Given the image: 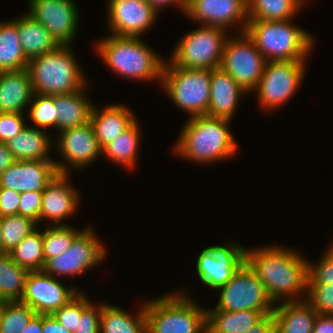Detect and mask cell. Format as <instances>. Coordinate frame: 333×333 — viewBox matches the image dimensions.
<instances>
[{
  "instance_id": "cell-1",
  "label": "cell",
  "mask_w": 333,
  "mask_h": 333,
  "mask_svg": "<svg viewBox=\"0 0 333 333\" xmlns=\"http://www.w3.org/2000/svg\"><path fill=\"white\" fill-rule=\"evenodd\" d=\"M246 262L257 274L274 303L300 301L303 300L300 298L303 294L305 297L309 261L298 252L277 245L252 251L246 249Z\"/></svg>"
},
{
  "instance_id": "cell-2",
  "label": "cell",
  "mask_w": 333,
  "mask_h": 333,
  "mask_svg": "<svg viewBox=\"0 0 333 333\" xmlns=\"http://www.w3.org/2000/svg\"><path fill=\"white\" fill-rule=\"evenodd\" d=\"M230 121L208 115L189 117L174 145V152L202 165L235 156L238 145L229 131Z\"/></svg>"
},
{
  "instance_id": "cell-3",
  "label": "cell",
  "mask_w": 333,
  "mask_h": 333,
  "mask_svg": "<svg viewBox=\"0 0 333 333\" xmlns=\"http://www.w3.org/2000/svg\"><path fill=\"white\" fill-rule=\"evenodd\" d=\"M96 49L105 65L125 79H157L161 83L165 61L141 37L110 34L98 41Z\"/></svg>"
},
{
  "instance_id": "cell-4",
  "label": "cell",
  "mask_w": 333,
  "mask_h": 333,
  "mask_svg": "<svg viewBox=\"0 0 333 333\" xmlns=\"http://www.w3.org/2000/svg\"><path fill=\"white\" fill-rule=\"evenodd\" d=\"M285 21H248L245 32L258 51L269 61H306L314 37L309 32Z\"/></svg>"
},
{
  "instance_id": "cell-5",
  "label": "cell",
  "mask_w": 333,
  "mask_h": 333,
  "mask_svg": "<svg viewBox=\"0 0 333 333\" xmlns=\"http://www.w3.org/2000/svg\"><path fill=\"white\" fill-rule=\"evenodd\" d=\"M70 48V45L57 46L51 52L29 61L27 69L34 93L50 96L69 94L87 86Z\"/></svg>"
},
{
  "instance_id": "cell-6",
  "label": "cell",
  "mask_w": 333,
  "mask_h": 333,
  "mask_svg": "<svg viewBox=\"0 0 333 333\" xmlns=\"http://www.w3.org/2000/svg\"><path fill=\"white\" fill-rule=\"evenodd\" d=\"M180 292L144 304L146 333H207V309Z\"/></svg>"
},
{
  "instance_id": "cell-7",
  "label": "cell",
  "mask_w": 333,
  "mask_h": 333,
  "mask_svg": "<svg viewBox=\"0 0 333 333\" xmlns=\"http://www.w3.org/2000/svg\"><path fill=\"white\" fill-rule=\"evenodd\" d=\"M210 77L211 70L185 69L165 60L160 85L177 107L195 117L208 112Z\"/></svg>"
},
{
  "instance_id": "cell-8",
  "label": "cell",
  "mask_w": 333,
  "mask_h": 333,
  "mask_svg": "<svg viewBox=\"0 0 333 333\" xmlns=\"http://www.w3.org/2000/svg\"><path fill=\"white\" fill-rule=\"evenodd\" d=\"M228 37L223 28L202 25L181 38L173 50L170 62L185 69L219 68Z\"/></svg>"
},
{
  "instance_id": "cell-9",
  "label": "cell",
  "mask_w": 333,
  "mask_h": 333,
  "mask_svg": "<svg viewBox=\"0 0 333 333\" xmlns=\"http://www.w3.org/2000/svg\"><path fill=\"white\" fill-rule=\"evenodd\" d=\"M218 290L220 295L215 307L217 310L273 311L275 308V303L267 294L263 283L247 262Z\"/></svg>"
},
{
  "instance_id": "cell-10",
  "label": "cell",
  "mask_w": 333,
  "mask_h": 333,
  "mask_svg": "<svg viewBox=\"0 0 333 333\" xmlns=\"http://www.w3.org/2000/svg\"><path fill=\"white\" fill-rule=\"evenodd\" d=\"M241 34L227 38L220 67L249 94L257 88L267 61L247 33Z\"/></svg>"
},
{
  "instance_id": "cell-11",
  "label": "cell",
  "mask_w": 333,
  "mask_h": 333,
  "mask_svg": "<svg viewBox=\"0 0 333 333\" xmlns=\"http://www.w3.org/2000/svg\"><path fill=\"white\" fill-rule=\"evenodd\" d=\"M306 61L266 62L257 88L259 106L263 110L279 108L295 94L304 78Z\"/></svg>"
},
{
  "instance_id": "cell-12",
  "label": "cell",
  "mask_w": 333,
  "mask_h": 333,
  "mask_svg": "<svg viewBox=\"0 0 333 333\" xmlns=\"http://www.w3.org/2000/svg\"><path fill=\"white\" fill-rule=\"evenodd\" d=\"M105 256V247L88 227L82 229L64 253L48 259L42 270L52 277H76L104 261Z\"/></svg>"
},
{
  "instance_id": "cell-13",
  "label": "cell",
  "mask_w": 333,
  "mask_h": 333,
  "mask_svg": "<svg viewBox=\"0 0 333 333\" xmlns=\"http://www.w3.org/2000/svg\"><path fill=\"white\" fill-rule=\"evenodd\" d=\"M29 14L49 32L58 46L71 45L79 12L73 0H29Z\"/></svg>"
},
{
  "instance_id": "cell-14",
  "label": "cell",
  "mask_w": 333,
  "mask_h": 333,
  "mask_svg": "<svg viewBox=\"0 0 333 333\" xmlns=\"http://www.w3.org/2000/svg\"><path fill=\"white\" fill-rule=\"evenodd\" d=\"M232 244L209 246L197 258V275L211 289L225 285L246 262V248Z\"/></svg>"
},
{
  "instance_id": "cell-15",
  "label": "cell",
  "mask_w": 333,
  "mask_h": 333,
  "mask_svg": "<svg viewBox=\"0 0 333 333\" xmlns=\"http://www.w3.org/2000/svg\"><path fill=\"white\" fill-rule=\"evenodd\" d=\"M79 292L77 288L66 287L43 270L29 271L20 302L31 307L36 314L52 315Z\"/></svg>"
},
{
  "instance_id": "cell-16",
  "label": "cell",
  "mask_w": 333,
  "mask_h": 333,
  "mask_svg": "<svg viewBox=\"0 0 333 333\" xmlns=\"http://www.w3.org/2000/svg\"><path fill=\"white\" fill-rule=\"evenodd\" d=\"M56 144L64 162H56L57 171L60 174H68L67 165L76 169L88 167L99 155H102L92 125L89 123L78 127L59 131ZM66 162L68 164H66Z\"/></svg>"
},
{
  "instance_id": "cell-17",
  "label": "cell",
  "mask_w": 333,
  "mask_h": 333,
  "mask_svg": "<svg viewBox=\"0 0 333 333\" xmlns=\"http://www.w3.org/2000/svg\"><path fill=\"white\" fill-rule=\"evenodd\" d=\"M109 32L140 37L156 21L158 12L146 0H108Z\"/></svg>"
},
{
  "instance_id": "cell-18",
  "label": "cell",
  "mask_w": 333,
  "mask_h": 333,
  "mask_svg": "<svg viewBox=\"0 0 333 333\" xmlns=\"http://www.w3.org/2000/svg\"><path fill=\"white\" fill-rule=\"evenodd\" d=\"M184 14L197 23L225 30L241 21L239 31L245 32L248 22L247 0H187Z\"/></svg>"
},
{
  "instance_id": "cell-19",
  "label": "cell",
  "mask_w": 333,
  "mask_h": 333,
  "mask_svg": "<svg viewBox=\"0 0 333 333\" xmlns=\"http://www.w3.org/2000/svg\"><path fill=\"white\" fill-rule=\"evenodd\" d=\"M58 174L54 161H15L0 174V188L16 192H43Z\"/></svg>"
},
{
  "instance_id": "cell-20",
  "label": "cell",
  "mask_w": 333,
  "mask_h": 333,
  "mask_svg": "<svg viewBox=\"0 0 333 333\" xmlns=\"http://www.w3.org/2000/svg\"><path fill=\"white\" fill-rule=\"evenodd\" d=\"M68 175L58 173L43 190L40 223L50 220L54 225H65L62 221L77 211L79 193L76 187L68 184Z\"/></svg>"
},
{
  "instance_id": "cell-21",
  "label": "cell",
  "mask_w": 333,
  "mask_h": 333,
  "mask_svg": "<svg viewBox=\"0 0 333 333\" xmlns=\"http://www.w3.org/2000/svg\"><path fill=\"white\" fill-rule=\"evenodd\" d=\"M34 95L27 68L0 72V113H22Z\"/></svg>"
},
{
  "instance_id": "cell-22",
  "label": "cell",
  "mask_w": 333,
  "mask_h": 333,
  "mask_svg": "<svg viewBox=\"0 0 333 333\" xmlns=\"http://www.w3.org/2000/svg\"><path fill=\"white\" fill-rule=\"evenodd\" d=\"M136 121V116L124 104H112L98 109L93 105L90 124L101 149L116 139Z\"/></svg>"
},
{
  "instance_id": "cell-23",
  "label": "cell",
  "mask_w": 333,
  "mask_h": 333,
  "mask_svg": "<svg viewBox=\"0 0 333 333\" xmlns=\"http://www.w3.org/2000/svg\"><path fill=\"white\" fill-rule=\"evenodd\" d=\"M247 92L221 67L211 70L210 103L206 115L232 119L238 100Z\"/></svg>"
},
{
  "instance_id": "cell-24",
  "label": "cell",
  "mask_w": 333,
  "mask_h": 333,
  "mask_svg": "<svg viewBox=\"0 0 333 333\" xmlns=\"http://www.w3.org/2000/svg\"><path fill=\"white\" fill-rule=\"evenodd\" d=\"M276 305L272 312L275 333H312L317 316L316 310L305 300L285 301Z\"/></svg>"
},
{
  "instance_id": "cell-25",
  "label": "cell",
  "mask_w": 333,
  "mask_h": 333,
  "mask_svg": "<svg viewBox=\"0 0 333 333\" xmlns=\"http://www.w3.org/2000/svg\"><path fill=\"white\" fill-rule=\"evenodd\" d=\"M85 88L86 86L69 94L54 95L56 129L63 131L90 122V115L94 104L84 95Z\"/></svg>"
},
{
  "instance_id": "cell-26",
  "label": "cell",
  "mask_w": 333,
  "mask_h": 333,
  "mask_svg": "<svg viewBox=\"0 0 333 333\" xmlns=\"http://www.w3.org/2000/svg\"><path fill=\"white\" fill-rule=\"evenodd\" d=\"M37 126H26L22 132L10 139L6 144L16 161L42 160L54 161L49 157L52 141L48 133ZM50 149V150H49Z\"/></svg>"
},
{
  "instance_id": "cell-27",
  "label": "cell",
  "mask_w": 333,
  "mask_h": 333,
  "mask_svg": "<svg viewBox=\"0 0 333 333\" xmlns=\"http://www.w3.org/2000/svg\"><path fill=\"white\" fill-rule=\"evenodd\" d=\"M273 311H221L206 310L207 333H241L249 330L265 315Z\"/></svg>"
},
{
  "instance_id": "cell-28",
  "label": "cell",
  "mask_w": 333,
  "mask_h": 333,
  "mask_svg": "<svg viewBox=\"0 0 333 333\" xmlns=\"http://www.w3.org/2000/svg\"><path fill=\"white\" fill-rule=\"evenodd\" d=\"M12 20L18 27L20 44L28 61L51 52L58 46L41 23L29 14Z\"/></svg>"
},
{
  "instance_id": "cell-29",
  "label": "cell",
  "mask_w": 333,
  "mask_h": 333,
  "mask_svg": "<svg viewBox=\"0 0 333 333\" xmlns=\"http://www.w3.org/2000/svg\"><path fill=\"white\" fill-rule=\"evenodd\" d=\"M100 333H146L144 305L133 316L118 306L102 303Z\"/></svg>"
},
{
  "instance_id": "cell-30",
  "label": "cell",
  "mask_w": 333,
  "mask_h": 333,
  "mask_svg": "<svg viewBox=\"0 0 333 333\" xmlns=\"http://www.w3.org/2000/svg\"><path fill=\"white\" fill-rule=\"evenodd\" d=\"M28 64L16 23L13 20L0 22V72L28 68Z\"/></svg>"
},
{
  "instance_id": "cell-31",
  "label": "cell",
  "mask_w": 333,
  "mask_h": 333,
  "mask_svg": "<svg viewBox=\"0 0 333 333\" xmlns=\"http://www.w3.org/2000/svg\"><path fill=\"white\" fill-rule=\"evenodd\" d=\"M136 120L127 130L102 149V155L111 162L119 163L130 170L137 162L140 144V128Z\"/></svg>"
},
{
  "instance_id": "cell-32",
  "label": "cell",
  "mask_w": 333,
  "mask_h": 333,
  "mask_svg": "<svg viewBox=\"0 0 333 333\" xmlns=\"http://www.w3.org/2000/svg\"><path fill=\"white\" fill-rule=\"evenodd\" d=\"M306 0H247L248 21L293 19Z\"/></svg>"
},
{
  "instance_id": "cell-33",
  "label": "cell",
  "mask_w": 333,
  "mask_h": 333,
  "mask_svg": "<svg viewBox=\"0 0 333 333\" xmlns=\"http://www.w3.org/2000/svg\"><path fill=\"white\" fill-rule=\"evenodd\" d=\"M29 270L16 264L9 253L0 255V301H20Z\"/></svg>"
},
{
  "instance_id": "cell-34",
  "label": "cell",
  "mask_w": 333,
  "mask_h": 333,
  "mask_svg": "<svg viewBox=\"0 0 333 333\" xmlns=\"http://www.w3.org/2000/svg\"><path fill=\"white\" fill-rule=\"evenodd\" d=\"M13 261L29 271L42 270L45 264L43 232L33 230L9 252Z\"/></svg>"
},
{
  "instance_id": "cell-35",
  "label": "cell",
  "mask_w": 333,
  "mask_h": 333,
  "mask_svg": "<svg viewBox=\"0 0 333 333\" xmlns=\"http://www.w3.org/2000/svg\"><path fill=\"white\" fill-rule=\"evenodd\" d=\"M36 312L20 301L0 303V333H21Z\"/></svg>"
},
{
  "instance_id": "cell-36",
  "label": "cell",
  "mask_w": 333,
  "mask_h": 333,
  "mask_svg": "<svg viewBox=\"0 0 333 333\" xmlns=\"http://www.w3.org/2000/svg\"><path fill=\"white\" fill-rule=\"evenodd\" d=\"M37 223L28 217L10 215L0 217V234L4 251L9 253L28 234L38 228Z\"/></svg>"
},
{
  "instance_id": "cell-37",
  "label": "cell",
  "mask_w": 333,
  "mask_h": 333,
  "mask_svg": "<svg viewBox=\"0 0 333 333\" xmlns=\"http://www.w3.org/2000/svg\"><path fill=\"white\" fill-rule=\"evenodd\" d=\"M43 230L44 261L64 253L74 238L82 231L75 230L70 225H47Z\"/></svg>"
},
{
  "instance_id": "cell-38",
  "label": "cell",
  "mask_w": 333,
  "mask_h": 333,
  "mask_svg": "<svg viewBox=\"0 0 333 333\" xmlns=\"http://www.w3.org/2000/svg\"><path fill=\"white\" fill-rule=\"evenodd\" d=\"M29 117L38 128L47 130L56 128V106L54 95H41L34 93L30 102Z\"/></svg>"
},
{
  "instance_id": "cell-39",
  "label": "cell",
  "mask_w": 333,
  "mask_h": 333,
  "mask_svg": "<svg viewBox=\"0 0 333 333\" xmlns=\"http://www.w3.org/2000/svg\"><path fill=\"white\" fill-rule=\"evenodd\" d=\"M89 300L81 292V319L74 333H100L102 303L95 306Z\"/></svg>"
},
{
  "instance_id": "cell-40",
  "label": "cell",
  "mask_w": 333,
  "mask_h": 333,
  "mask_svg": "<svg viewBox=\"0 0 333 333\" xmlns=\"http://www.w3.org/2000/svg\"><path fill=\"white\" fill-rule=\"evenodd\" d=\"M305 299L318 314L333 315V285H308Z\"/></svg>"
},
{
  "instance_id": "cell-41",
  "label": "cell",
  "mask_w": 333,
  "mask_h": 333,
  "mask_svg": "<svg viewBox=\"0 0 333 333\" xmlns=\"http://www.w3.org/2000/svg\"><path fill=\"white\" fill-rule=\"evenodd\" d=\"M317 264L308 262V285H333V244Z\"/></svg>"
},
{
  "instance_id": "cell-42",
  "label": "cell",
  "mask_w": 333,
  "mask_h": 333,
  "mask_svg": "<svg viewBox=\"0 0 333 333\" xmlns=\"http://www.w3.org/2000/svg\"><path fill=\"white\" fill-rule=\"evenodd\" d=\"M52 316L68 331L74 333L81 319V291Z\"/></svg>"
},
{
  "instance_id": "cell-43",
  "label": "cell",
  "mask_w": 333,
  "mask_h": 333,
  "mask_svg": "<svg viewBox=\"0 0 333 333\" xmlns=\"http://www.w3.org/2000/svg\"><path fill=\"white\" fill-rule=\"evenodd\" d=\"M26 126L22 113H0V142L7 143Z\"/></svg>"
},
{
  "instance_id": "cell-44",
  "label": "cell",
  "mask_w": 333,
  "mask_h": 333,
  "mask_svg": "<svg viewBox=\"0 0 333 333\" xmlns=\"http://www.w3.org/2000/svg\"><path fill=\"white\" fill-rule=\"evenodd\" d=\"M43 192H23L20 193V203L18 206V215L28 217L40 223V212Z\"/></svg>"
},
{
  "instance_id": "cell-45",
  "label": "cell",
  "mask_w": 333,
  "mask_h": 333,
  "mask_svg": "<svg viewBox=\"0 0 333 333\" xmlns=\"http://www.w3.org/2000/svg\"><path fill=\"white\" fill-rule=\"evenodd\" d=\"M20 193L7 188H0V217L18 215Z\"/></svg>"
},
{
  "instance_id": "cell-46",
  "label": "cell",
  "mask_w": 333,
  "mask_h": 333,
  "mask_svg": "<svg viewBox=\"0 0 333 333\" xmlns=\"http://www.w3.org/2000/svg\"><path fill=\"white\" fill-rule=\"evenodd\" d=\"M241 333H275L273 314L265 315L258 323L245 332Z\"/></svg>"
},
{
  "instance_id": "cell-47",
  "label": "cell",
  "mask_w": 333,
  "mask_h": 333,
  "mask_svg": "<svg viewBox=\"0 0 333 333\" xmlns=\"http://www.w3.org/2000/svg\"><path fill=\"white\" fill-rule=\"evenodd\" d=\"M312 333H333V315L317 314Z\"/></svg>"
},
{
  "instance_id": "cell-48",
  "label": "cell",
  "mask_w": 333,
  "mask_h": 333,
  "mask_svg": "<svg viewBox=\"0 0 333 333\" xmlns=\"http://www.w3.org/2000/svg\"><path fill=\"white\" fill-rule=\"evenodd\" d=\"M42 333H71L52 315H42Z\"/></svg>"
},
{
  "instance_id": "cell-49",
  "label": "cell",
  "mask_w": 333,
  "mask_h": 333,
  "mask_svg": "<svg viewBox=\"0 0 333 333\" xmlns=\"http://www.w3.org/2000/svg\"><path fill=\"white\" fill-rule=\"evenodd\" d=\"M12 152L8 149L6 143L0 142V174L15 162Z\"/></svg>"
},
{
  "instance_id": "cell-50",
  "label": "cell",
  "mask_w": 333,
  "mask_h": 333,
  "mask_svg": "<svg viewBox=\"0 0 333 333\" xmlns=\"http://www.w3.org/2000/svg\"><path fill=\"white\" fill-rule=\"evenodd\" d=\"M157 12L161 11L165 6L167 7L168 5L172 4H177L181 9V12L185 13L186 5H187V0H146ZM162 8V9H160Z\"/></svg>"
},
{
  "instance_id": "cell-51",
  "label": "cell",
  "mask_w": 333,
  "mask_h": 333,
  "mask_svg": "<svg viewBox=\"0 0 333 333\" xmlns=\"http://www.w3.org/2000/svg\"><path fill=\"white\" fill-rule=\"evenodd\" d=\"M21 333H42V315L36 314Z\"/></svg>"
},
{
  "instance_id": "cell-52",
  "label": "cell",
  "mask_w": 333,
  "mask_h": 333,
  "mask_svg": "<svg viewBox=\"0 0 333 333\" xmlns=\"http://www.w3.org/2000/svg\"><path fill=\"white\" fill-rule=\"evenodd\" d=\"M6 254V252L4 251V247L2 244V238H1V234H0V255Z\"/></svg>"
}]
</instances>
